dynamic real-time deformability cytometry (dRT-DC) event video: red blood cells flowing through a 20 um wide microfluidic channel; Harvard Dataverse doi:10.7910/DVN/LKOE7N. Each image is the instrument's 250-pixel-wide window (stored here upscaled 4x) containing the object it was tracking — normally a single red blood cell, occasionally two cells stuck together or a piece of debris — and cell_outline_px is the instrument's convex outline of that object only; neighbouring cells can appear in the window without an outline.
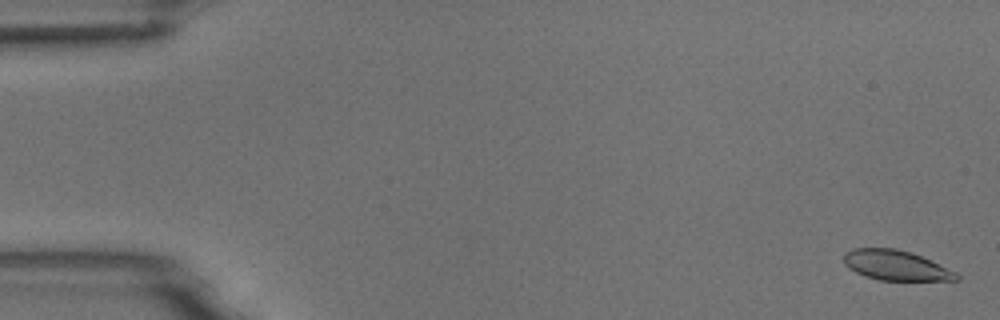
{"species": "common noctule bat (a hibernating species)", "species_latin": "Nyctalus noctula", "temperature_condition": "room temperature", "stored_images_in_passage": 56, "camera_frame_rate_fps": 3000, "um_per_image_px": 0.085, "animal": {"sex": "male", "body_mass_g": 18.8}, "frame": {"image": 1, "passage_image": 2, "time_ms": 0.333, "image_size_px": [1000, 320], "cell_outline_px": [[960, 280], [880, 280], [864, 276], [848, 268], [844, 264], [844, 252], [852, 248], [896, 248], [912, 252], [956, 272], [960, 276]], "centroid_in_image_um": [76.12, 22.54], "position_along_channel_um": 8.9, "area_um2": 19.71}}
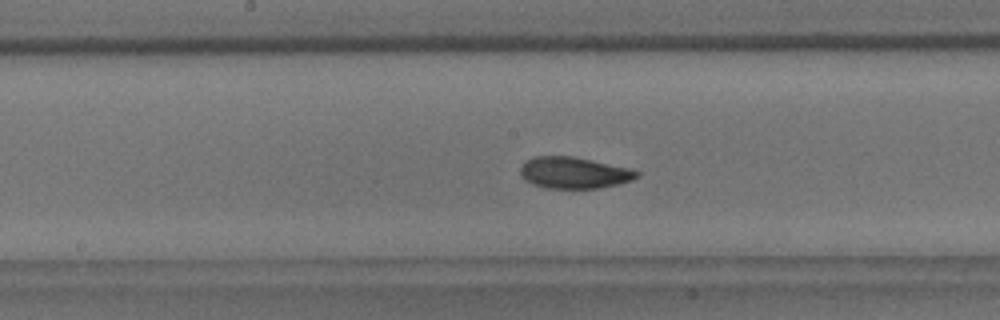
{"frame": {"image": 2, "passage_image": 29, "time_ms": 9.333, "image_size_px": [1000, 320], "cell_outline_px": [[640, 176], [632, 180], [600, 188], [548, 188], [532, 184], [524, 180], [520, 176], [520, 168], [524, 160], [532, 156], [572, 156], [592, 160], [628, 168], [640, 172]], "centroid_in_image_um": [48.74, 14.68], "position_along_channel_um": 199.5, "area_um2": 21.44}}
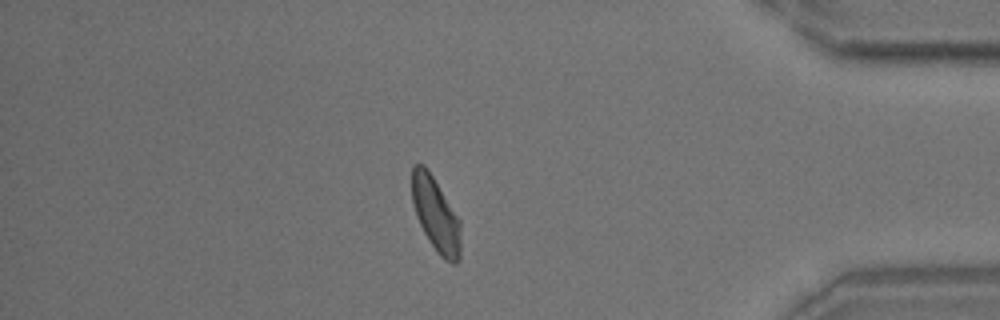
{"frame": {"image": 3, "passage_image": 48, "time_ms": 15.667, "image_size_px": [1000, 320], "cell_outline_px": [[460, 260], [456, 264], [452, 264], [444, 260], [440, 256], [424, 232], [416, 216], [412, 200], [412, 164], [424, 164], [432, 176], [460, 220]], "centroid_in_image_um": [37.04, 18.26], "position_along_channel_um": 398.2, "area_um2": 20.87}, "authors_computed_cell_mechanics": {"area_um2": 21.2704, "velocity_mm_per_s": 3.6876, "shape_relaxation_time_tau1_ms": 3.7716, "shape_relaxation_time_tau2_ms": 2.6668, "deformation_change_tau1": 0.1147, "deformation_change_tau2": 0.0736}}